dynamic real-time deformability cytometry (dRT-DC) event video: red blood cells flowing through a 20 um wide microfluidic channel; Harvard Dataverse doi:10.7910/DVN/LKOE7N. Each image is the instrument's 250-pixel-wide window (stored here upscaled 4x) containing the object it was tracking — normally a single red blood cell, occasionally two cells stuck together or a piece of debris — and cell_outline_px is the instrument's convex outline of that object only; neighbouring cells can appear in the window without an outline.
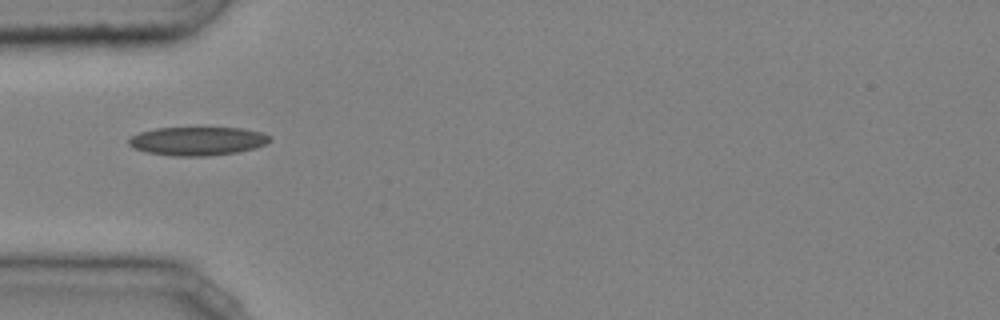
{"species": "common noctule bat (a hibernating species)", "species_latin": "Nyctalus noctula", "temperature_condition": "cold", "stored_images_in_passage": 12, "camera_frame_rate_fps": 3000, "um_per_image_px": 0.085, "animal": {"sex": "male", "body_mass_g": 20.4}, "frame": {"image": 1, "passage_image": 1, "time_ms": 0.0, "image_size_px": [1000, 320], "cell_outline_px": [[272, 140], [264, 144], [252, 148], [236, 152], [208, 156], [172, 156], [148, 152], [132, 148], [128, 144], [128, 140], [132, 136], [140, 132], [156, 128], [196, 124], [244, 128], [260, 132], [272, 136]], "centroid_in_image_um": [16.78, 11.92], "position_along_channel_um": 68.2, "area_um2": 24.68}}
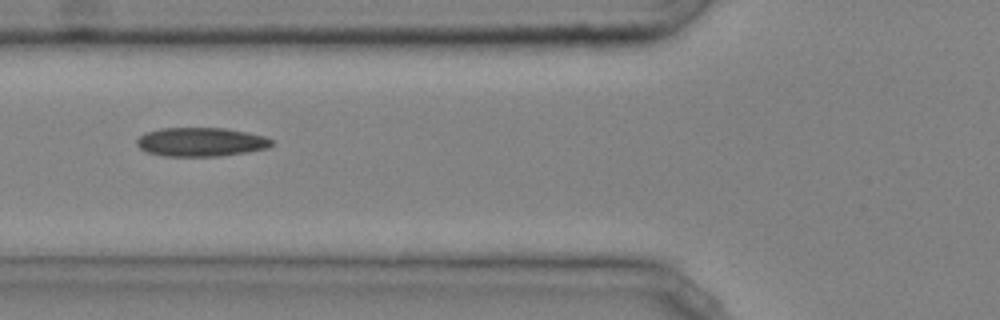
{"frame": {"image": 2, "passage_image": 4, "time_ms": 1.0, "image_size_px": [1000, 320], "cell_outline_px": [[272, 144], [268, 148], [248, 152], [220, 156], [164, 156], [148, 152], [140, 148], [136, 144], [136, 140], [144, 132], [160, 128], [224, 128], [248, 132], [264, 136], [272, 140]], "centroid_in_image_um": [17.07, 12.06], "position_along_channel_um": 108.7, "area_um2": 22.77}}